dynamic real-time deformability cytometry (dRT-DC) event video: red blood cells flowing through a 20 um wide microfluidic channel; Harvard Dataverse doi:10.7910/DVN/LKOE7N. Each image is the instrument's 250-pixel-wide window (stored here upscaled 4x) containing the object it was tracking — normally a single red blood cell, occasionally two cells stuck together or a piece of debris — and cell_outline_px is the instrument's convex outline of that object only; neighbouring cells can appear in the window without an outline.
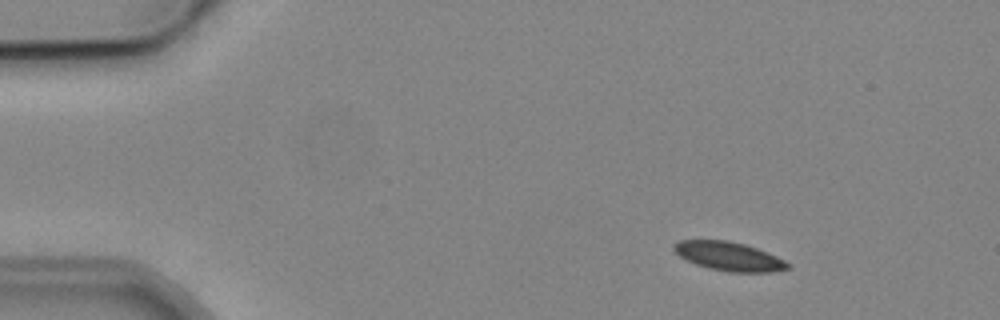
{"species": "common noctule bat (a hibernating species)", "species_latin": "Nyctalus noctula", "temperature_condition": "cold", "stored_images_in_passage": 5, "camera_frame_rate_fps": 3000, "um_per_image_px": 0.085, "animal": {"sex": "male", "body_mass_g": 19.2, "forearm_length_mm": 51.8}, "frame": {"image": 1, "passage_image": 1, "time_ms": 0.0, "image_size_px": [1000, 320], "cell_outline_px": [[792, 268], [772, 272], [728, 272], [708, 268], [696, 264], [680, 256], [672, 248], [672, 244], [680, 240], [728, 240], [744, 244], [756, 248], [776, 256], [792, 264]], "centroid_in_image_um": [61.98, 21.79], "position_along_channel_um": 23.0, "area_um2": 19.19}}
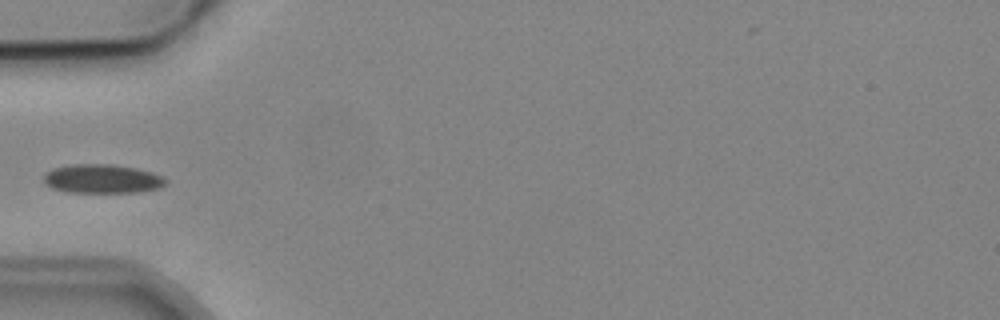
{"frame": {"image": 2, "passage_image": 4, "time_ms": 3.667, "image_size_px": [1000, 320], "cell_outline_px": [[168, 180], [160, 188], [136, 192], [68, 192], [52, 188], [44, 184], [44, 172], [52, 168], [72, 164], [112, 164], [136, 168], [152, 172]], "centroid_in_image_um": [8.65, 15.19], "position_along_channel_um": 76.4, "area_um2": 20.63}}